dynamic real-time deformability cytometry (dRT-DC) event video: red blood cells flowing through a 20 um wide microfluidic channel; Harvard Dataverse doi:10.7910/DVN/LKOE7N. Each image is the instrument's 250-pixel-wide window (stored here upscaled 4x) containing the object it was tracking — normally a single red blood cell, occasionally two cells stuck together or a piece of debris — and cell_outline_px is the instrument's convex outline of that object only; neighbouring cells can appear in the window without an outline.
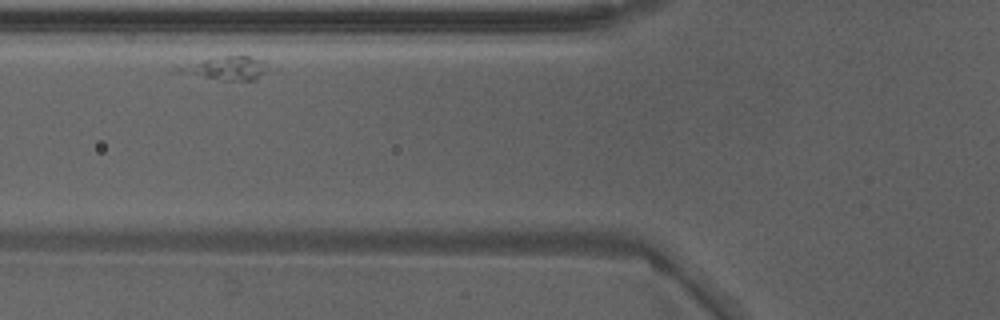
{"species": "Egyptian fruit bat (a non-hibernating species)", "species_latin": "Rousettus aegyptiacus", "temperature_condition": "warm", "stored_images_in_passage": 26, "camera_frame_rate_fps": 3000, "um_per_image_px": 0.085, "animal": {"sex": "male"}, "frame": {"image": 1, "passage_image": 4, "time_ms": 1.0, "image_size_px": [1000, 320], "cell_outline_px": [[280, 68], [252, 80], [224, 80], [204, 76], [196, 72], [192, 68], [204, 60], [224, 56], [248, 56], [260, 60]], "centroid_in_image_um": [19.9, 5.79], "position_along_channel_um": 105.9, "area_um2": 10.81}}
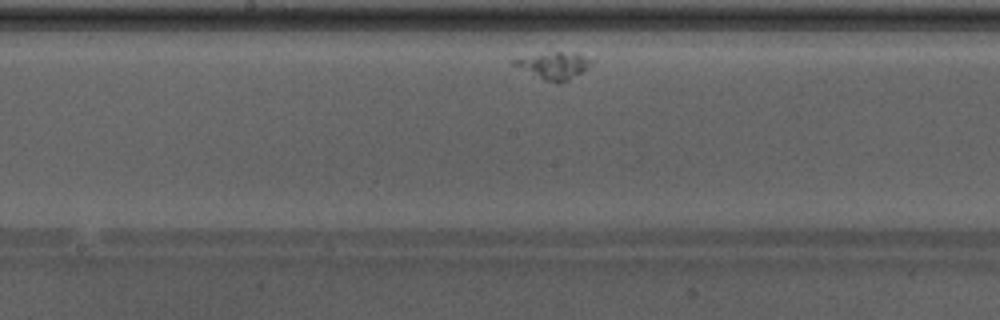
{"frame": {"image": 2, "passage_image": 12, "time_ms": 3.667, "image_size_px": [1000, 320], "cell_outline_px": [[592, 64], [588, 68], [568, 80], [560, 84], [556, 84], [544, 80], [512, 64], [512, 60], [556, 52], [576, 52], [592, 60]], "centroid_in_image_um": [47.15, 5.6], "position_along_channel_um": 201.1, "area_um2": 11.73}}
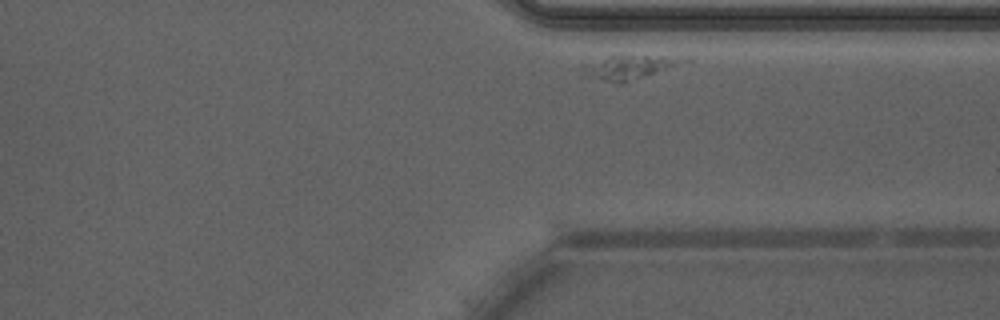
{"frame": {"image": 3, "passage_image": 25, "time_ms": 8.0, "image_size_px": [1000, 320], "cell_outline_px": [[692, 60], [640, 76], [624, 80], [604, 80], [580, 76], [580, 64], [616, 52], [692, 56]], "centroid_in_image_um": [53.44, 5.55], "position_along_channel_um": 358.0, "area_um2": 14.91}}